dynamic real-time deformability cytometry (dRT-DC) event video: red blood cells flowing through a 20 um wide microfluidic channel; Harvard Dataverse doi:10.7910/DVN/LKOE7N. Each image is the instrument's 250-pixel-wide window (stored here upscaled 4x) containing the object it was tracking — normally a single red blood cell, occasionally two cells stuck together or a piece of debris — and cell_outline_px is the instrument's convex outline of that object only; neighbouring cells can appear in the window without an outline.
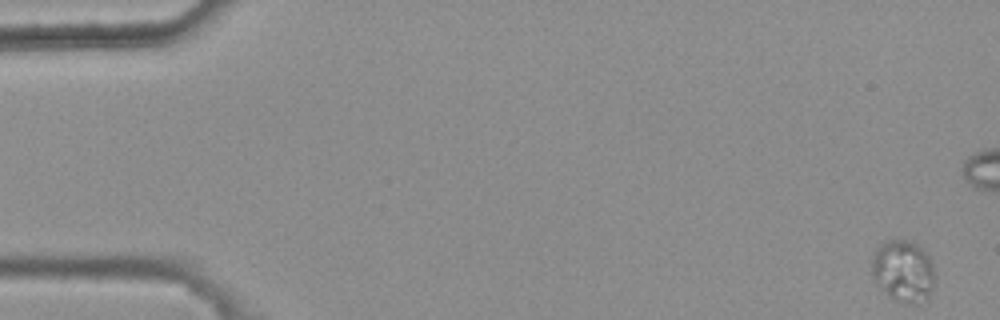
{"species": "common noctule bat (a hibernating species)", "species_latin": "Nyctalus noctula", "temperature_condition": "warm", "stored_images_in_passage": 8, "camera_frame_rate_fps": 3000, "um_per_image_px": 0.085, "animal": {"sex": "female", "body_mass_g": 25.1}, "frame": {"image": 1, "passage_image": 1, "time_ms": 0.0, "image_size_px": [1000, 320], "cell_outline_px": [[936, 284], [928, 296], [924, 300], [916, 304], [904, 304], [892, 300], [876, 284], [872, 276], [872, 256], [876, 248], [880, 244], [888, 240], [908, 240], [916, 244], [928, 256], [932, 264], [936, 280]], "centroid_in_image_um": [76.77, 23.08], "position_along_channel_um": 8.2, "area_um2": 23.12}}
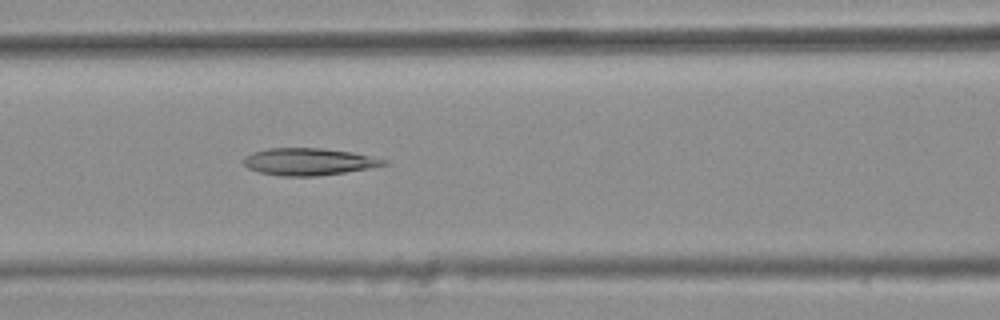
{"frame": {"image": 2, "passage_image": 8, "time_ms": 2.333, "image_size_px": [1000, 320], "cell_outline_px": [[388, 164], [368, 168], [344, 172], [316, 176], [280, 176], [260, 172], [248, 168], [240, 160], [244, 156], [252, 152], [268, 148], [320, 148], [352, 152], [388, 160]], "centroid_in_image_um": [26.19, 13.74], "position_along_channel_um": 140.4, "area_um2": 22.14}}